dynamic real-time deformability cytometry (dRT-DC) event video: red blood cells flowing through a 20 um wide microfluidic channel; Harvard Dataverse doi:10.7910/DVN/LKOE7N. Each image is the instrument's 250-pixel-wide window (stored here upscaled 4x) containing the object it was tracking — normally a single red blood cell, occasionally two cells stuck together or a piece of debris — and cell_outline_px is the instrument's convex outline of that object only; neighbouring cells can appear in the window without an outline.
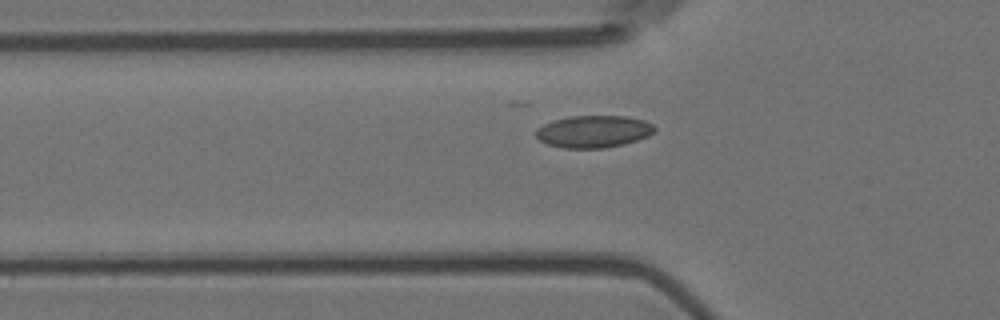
{"species": "Egyptian fruit bat (a non-hibernating species)", "species_latin": "Rousettus aegyptiacus", "temperature_condition": "room temperature", "stored_images_in_passage": 42, "camera_frame_rate_fps": 3000, "um_per_image_px": 0.085, "animal": {"sex": "female"}, "frame": {"image": 1, "passage_image": 5, "time_ms": 1.333, "image_size_px": [1000, 320], "cell_outline_px": [[656, 128], [648, 136], [624, 144], [604, 148], [564, 148], [548, 144], [540, 140], [536, 136], [536, 128], [552, 120], [572, 116], [624, 116], [644, 120], [652, 124]], "centroid_in_image_um": [50.44, 11.17], "position_along_channel_um": 75.4, "area_um2": 22.14}}
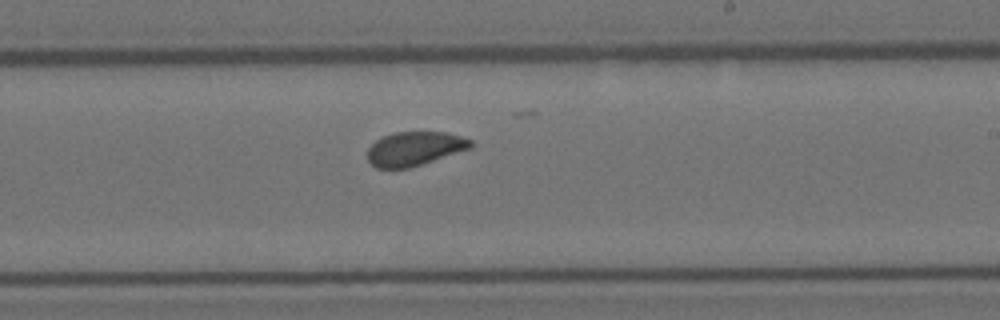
{"frame": {"image": 2, "passage_image": 20, "time_ms": 6.333, "image_size_px": [1000, 320], "cell_outline_px": [[472, 148], [408, 168], [376, 168], [368, 160], [368, 148], [376, 140], [384, 136], [396, 132], [448, 132], [472, 140]], "centroid_in_image_um": [35.25, 12.63], "position_along_channel_um": 253.8, "area_um2": 20.29}}
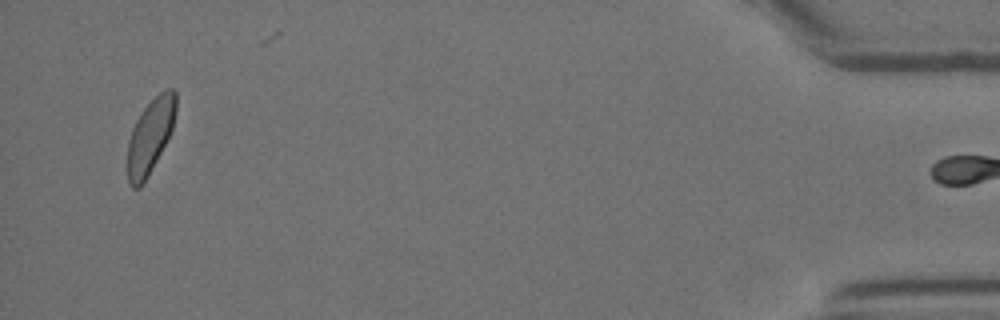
{"frame": {"image": 3, "passage_image": 41, "time_ms": 13.333, "image_size_px": [1000, 320], "cell_outline_px": [[176, 112], [172, 132], [140, 188], [132, 188], [128, 184], [128, 140], [132, 128], [140, 112], [164, 88], [172, 88], [176, 92]], "centroid_in_image_um": [12.78, 11.53], "position_along_channel_um": 422.4, "area_um2": 20.92}}